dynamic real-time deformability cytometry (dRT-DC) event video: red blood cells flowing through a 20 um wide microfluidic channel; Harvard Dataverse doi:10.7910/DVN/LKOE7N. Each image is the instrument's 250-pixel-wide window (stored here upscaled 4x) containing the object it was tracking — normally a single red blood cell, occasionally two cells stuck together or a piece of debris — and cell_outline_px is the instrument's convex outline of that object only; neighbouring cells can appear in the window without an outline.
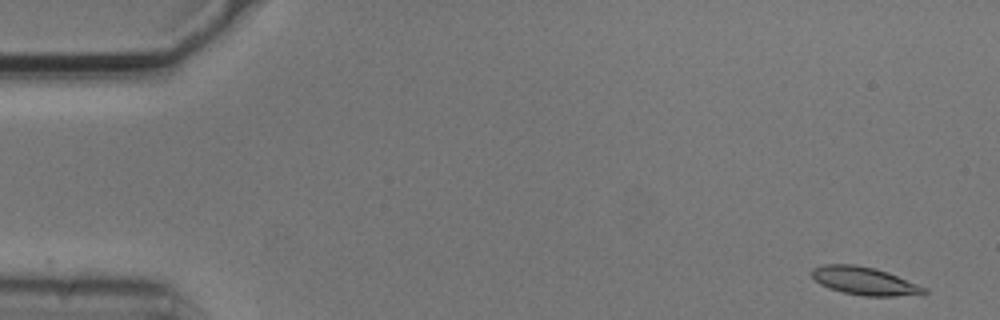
{"species": "common noctule bat (a hibernating species)", "species_latin": "Nyctalus noctula", "temperature_condition": "cold", "stored_images_in_passage": 5, "camera_frame_rate_fps": 3000, "um_per_image_px": 0.085, "animal": {"sex": "male", "body_mass_g": 20.5, "forearm_length_mm": 52.5}, "frame": {"image": 1, "passage_image": 1, "time_ms": 0.0, "image_size_px": [1000, 320], "cell_outline_px": [[928, 292], [896, 296], [864, 296], [844, 292], [820, 284], [812, 276], [812, 268], [824, 264], [856, 264], [876, 268], [888, 272], [928, 288]], "centroid_in_image_um": [73.49, 23.86], "position_along_channel_um": 11.5, "area_um2": 18.15}}
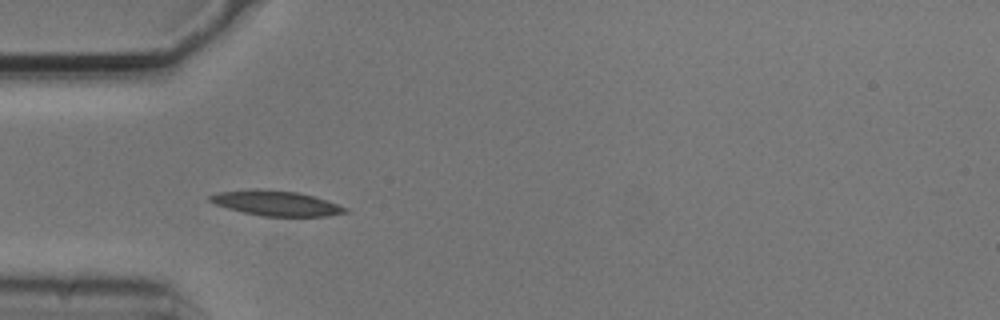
{"frame": {"image": 2, "passage_image": 5, "time_ms": 1.333, "image_size_px": [1000, 320], "cell_outline_px": [[348, 212], [328, 216], [260, 216], [228, 208], [216, 204], [208, 200], [208, 196], [216, 192], [296, 192], [328, 200], [348, 208]], "centroid_in_image_um": [23.57, 17.33], "position_along_channel_um": 61.4, "area_um2": 18.61}}